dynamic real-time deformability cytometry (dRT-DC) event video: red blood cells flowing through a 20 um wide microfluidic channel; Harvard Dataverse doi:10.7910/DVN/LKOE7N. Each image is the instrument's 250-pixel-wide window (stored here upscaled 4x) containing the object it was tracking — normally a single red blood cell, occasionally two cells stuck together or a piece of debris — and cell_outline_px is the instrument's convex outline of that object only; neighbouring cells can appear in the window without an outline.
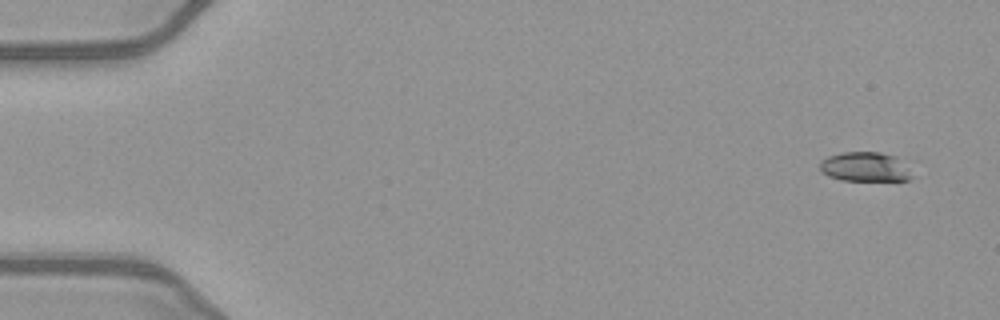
{"species": "common noctule bat (a hibernating species)", "species_latin": "Nyctalus noctula", "temperature_condition": "warm", "stored_images_in_passage": 50, "camera_frame_rate_fps": 3000, "um_per_image_px": 0.085, "animal": {"sex": "female", "body_mass_g": 21.9}, "frame": {"image": 1, "passage_image": 1, "time_ms": 0.0, "image_size_px": [1000, 320], "cell_outline_px": [[912, 176], [908, 180], [840, 180], [828, 176], [820, 168], [820, 160], [828, 156], [844, 152], [880, 152], [896, 156], [908, 168]], "centroid_in_image_um": [73.51, 14.17], "position_along_channel_um": 11.5, "area_um2": 15.66}}
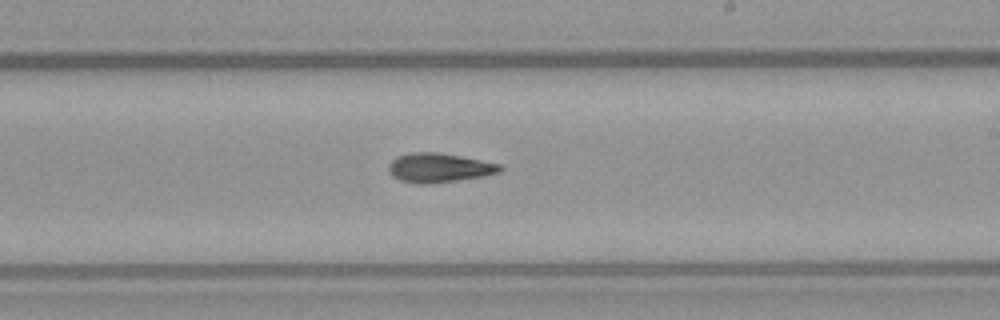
{"frame": {"image": 2, "passage_image": 29, "time_ms": 9.333, "image_size_px": [1000, 320], "cell_outline_px": [[504, 168], [500, 172], [480, 176], [456, 180], [428, 184], [416, 184], [400, 180], [392, 176], [388, 172], [388, 164], [396, 156], [412, 152], [436, 152], [460, 156], [500, 164]], "centroid_in_image_um": [37.26, 14.26], "position_along_channel_um": 251.7, "area_um2": 18.9}}
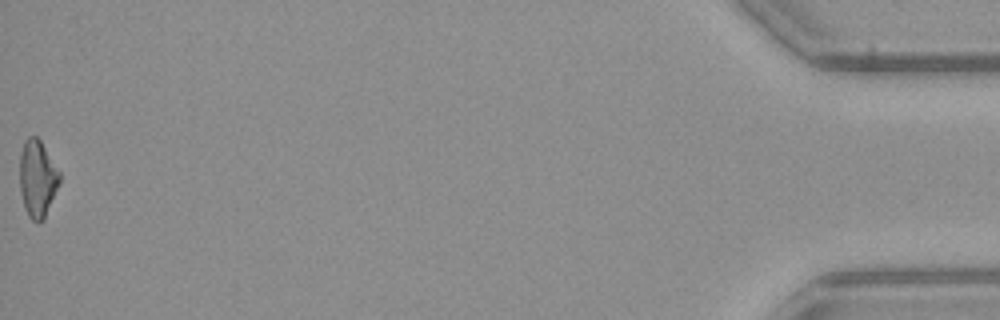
{"frame": {"image": 3, "passage_image": 50, "time_ms": 16.333, "image_size_px": [1000, 320], "cell_outline_px": [[60, 184], [44, 220], [32, 220], [28, 216], [24, 208], [20, 192], [20, 156], [24, 140], [28, 136], [36, 136], [40, 140], [60, 172]], "centroid_in_image_um": [3.19, 15.18], "position_along_channel_um": 432.0, "area_um2": 17.98}, "authors_computed_cell_mechanics": {"area_um2": 18.0047, "velocity_mm_per_s": 4.0569, "shape_relaxation_time_tau1_ms": 7.7583, "shape_relaxation_time_tau2_ms": 10.8412, "deformation_change_tau1": 0.1902, "deformation_change_tau2": 0.2336}}